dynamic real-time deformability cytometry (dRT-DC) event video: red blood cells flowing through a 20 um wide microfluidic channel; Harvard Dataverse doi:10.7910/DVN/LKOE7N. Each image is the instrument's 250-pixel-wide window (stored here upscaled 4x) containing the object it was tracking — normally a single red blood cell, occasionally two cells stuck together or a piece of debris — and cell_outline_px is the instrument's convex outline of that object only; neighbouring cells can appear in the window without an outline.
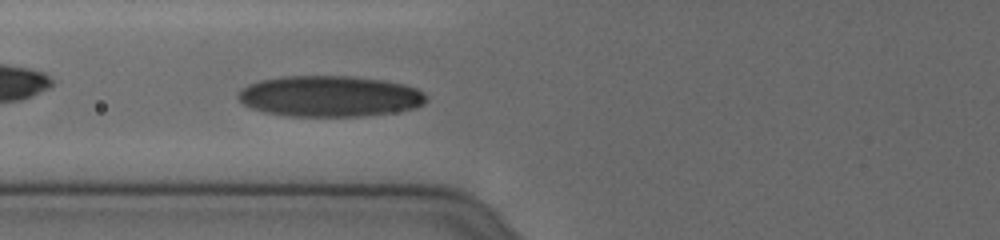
{"species": "human", "species_latin": "Homo sapiens", "temperature_condition": "cold", "stored_images_in_passage": 56, "camera_frame_rate_fps": 3000, "um_per_image_px": 0.085, "donor": {"sex": "female"}, "frame": {"image": 1, "passage_image": 23, "time_ms": 7.333, "image_size_px": [1000, 240], "cell_outline_px": [[428, 100], [424, 104], [416, 108], [392, 112], [360, 116], [288, 116], [264, 112], [252, 108], [244, 104], [236, 96], [240, 88], [248, 84], [260, 80], [280, 76], [352, 76], [384, 80], [404, 84], [416, 88], [424, 92], [428, 96]], "centroid_in_image_um": [28.03, 8.17], "position_along_channel_um": 97.8, "area_um2": 45.26}}
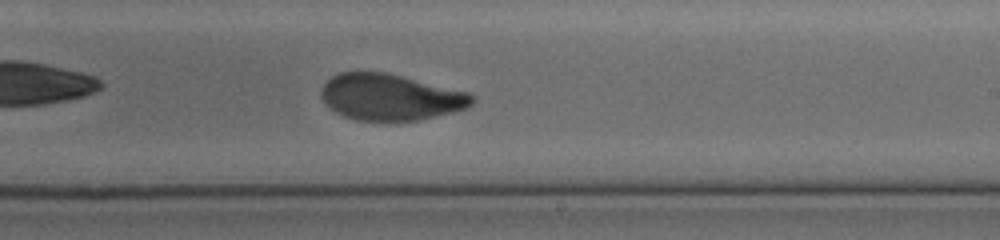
{"frame": {"image": 2, "passage_image": 36, "time_ms": 11.667, "image_size_px": [1000, 240], "cell_outline_px": [[472, 104], [464, 108], [452, 112], [436, 116], [416, 120], [388, 124], [356, 120], [344, 116], [328, 108], [324, 104], [320, 96], [320, 88], [332, 76], [340, 72], [384, 72], [468, 92], [472, 96]], "centroid_in_image_um": [33.1, 8.3], "position_along_channel_um": 255.9, "area_um2": 41.15}}
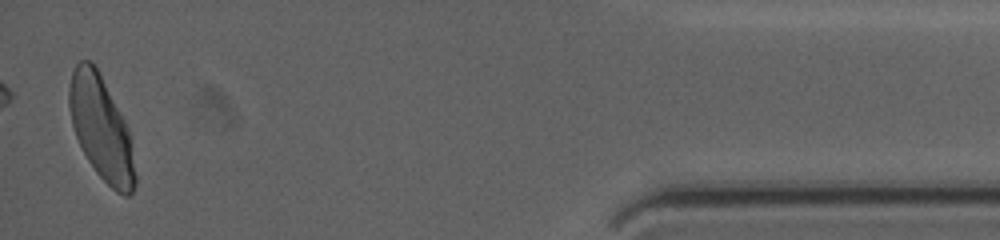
{"frame": {"image": 3, "passage_image": 55, "time_ms": 18.0, "image_size_px": [1000, 240], "cell_outline_px": [[136, 184], [132, 192], [128, 196], [124, 196], [116, 192], [96, 172], [88, 160], [76, 136], [72, 124], [68, 104], [68, 88], [72, 72], [76, 64], [80, 60], [92, 60], [120, 112], [128, 128], [136, 176]], "centroid_in_image_um": [8.59, 10.9], "position_along_channel_um": 426.6, "area_um2": 39.3}, "authors_computed_cell_mechanics": {"area_um2": 40.6623, "velocity_mm_per_s": 3.6449, "shape_relaxation_time_tau1_ms": 5.1683, "shape_relaxation_time_tau2_ms": 1.0352, "deformation_change_tau1": 0.1781, "deformation_change_tau2": 0.0528}}